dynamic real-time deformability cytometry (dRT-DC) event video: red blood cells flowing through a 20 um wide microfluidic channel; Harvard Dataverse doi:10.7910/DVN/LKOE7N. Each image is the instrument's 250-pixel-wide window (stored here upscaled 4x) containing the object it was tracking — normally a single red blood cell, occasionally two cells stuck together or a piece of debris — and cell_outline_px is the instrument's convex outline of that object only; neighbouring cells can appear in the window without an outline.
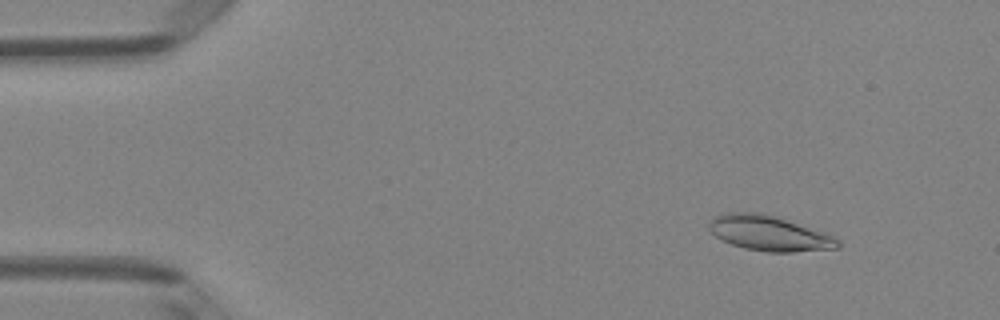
{"species": "Egyptian fruit bat (a non-hibernating species)", "species_latin": "Rousettus aegyptiacus", "temperature_condition": "room temperature", "stored_images_in_passage": 50, "camera_frame_rate_fps": 3000, "um_per_image_px": 0.085, "animal": {"sex": "female"}, "frame": {"image": 1, "passage_image": 6, "time_ms": 1.667, "image_size_px": [1000, 320], "cell_outline_px": [[840, 248], [792, 252], [768, 252], [744, 248], [732, 244], [716, 236], [708, 228], [708, 224], [716, 216], [728, 212], [760, 212], [776, 216], [832, 236], [840, 240]], "centroid_in_image_um": [65.37, 19.83], "position_along_channel_um": 19.6, "area_um2": 26.01}}
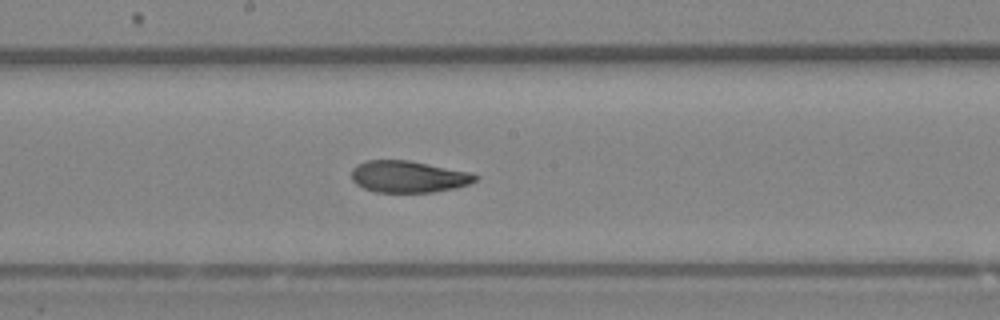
{"frame": {"image": 2, "passage_image": 27, "time_ms": 8.667, "image_size_px": [1000, 320], "cell_outline_px": [[480, 176], [476, 180], [468, 184], [456, 188], [432, 192], [376, 192], [364, 188], [356, 184], [352, 180], [352, 168], [356, 164], [368, 160], [408, 160], [472, 172]], "centroid_in_image_um": [34.73, 15.01], "position_along_channel_um": 213.5, "area_um2": 23.0}}
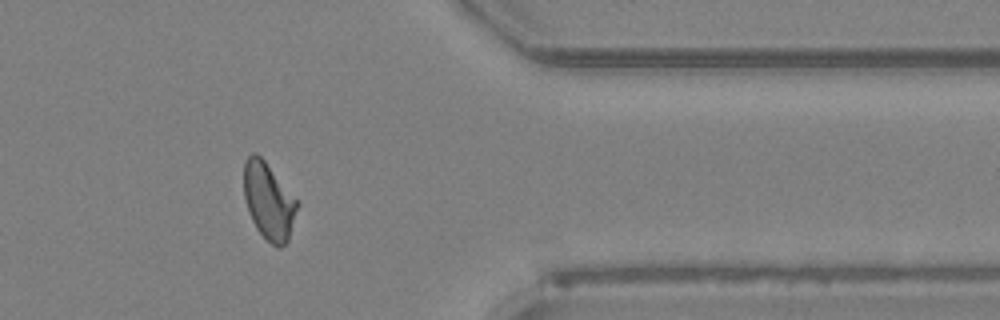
{"frame": {"image": 3, "passage_image": 41, "time_ms": 13.333, "image_size_px": [1000, 320], "cell_outline_px": [[300, 204], [288, 240], [280, 248], [276, 248], [256, 228], [248, 212], [244, 196], [244, 160], [252, 152], [256, 152], [264, 160], [300, 200]], "centroid_in_image_um": [22.87, 17.07], "position_along_channel_um": 388.5, "area_um2": 24.28}, "authors_computed_cell_mechanics": {"area_um2": 23.698, "velocity_mm_per_s": 4.0973, "shape_relaxation_time_tau1_ms": 7.073, "shape_relaxation_time_tau2_ms": 1.9803, "deformation_change_tau1": 0.2119, "deformation_change_tau2": 0.0817}}